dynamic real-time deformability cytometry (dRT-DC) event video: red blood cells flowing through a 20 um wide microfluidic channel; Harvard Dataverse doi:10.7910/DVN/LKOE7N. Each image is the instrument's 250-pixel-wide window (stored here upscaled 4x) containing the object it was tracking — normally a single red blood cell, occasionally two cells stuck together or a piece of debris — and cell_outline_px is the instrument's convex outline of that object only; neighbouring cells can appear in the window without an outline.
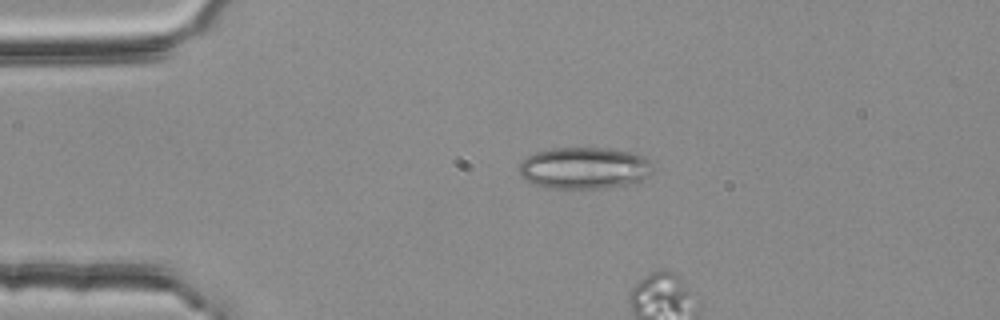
{"species": "common noctule bat (a hibernating species)", "species_latin": "Nyctalus noctula", "temperature_condition": "room temperature", "stored_images_in_passage": 2, "camera_frame_rate_fps": 3000, "um_per_image_px": 0.085, "animal": {"sex": "female", "body_mass_g": 25.1}, "frame": {"image": 1, "passage_image": 1, "time_ms": 0.0, "image_size_px": [1000, 320], "cell_outline_px": [[656, 164], [652, 172], [648, 176], [636, 184], [608, 188], [548, 188], [524, 180], [520, 176], [520, 164], [528, 156], [536, 152], [552, 148], [608, 148], [636, 152], [652, 160]], "centroid_in_image_um": [49.78, 14.28], "position_along_channel_um": 35.2, "area_um2": 33.23}}